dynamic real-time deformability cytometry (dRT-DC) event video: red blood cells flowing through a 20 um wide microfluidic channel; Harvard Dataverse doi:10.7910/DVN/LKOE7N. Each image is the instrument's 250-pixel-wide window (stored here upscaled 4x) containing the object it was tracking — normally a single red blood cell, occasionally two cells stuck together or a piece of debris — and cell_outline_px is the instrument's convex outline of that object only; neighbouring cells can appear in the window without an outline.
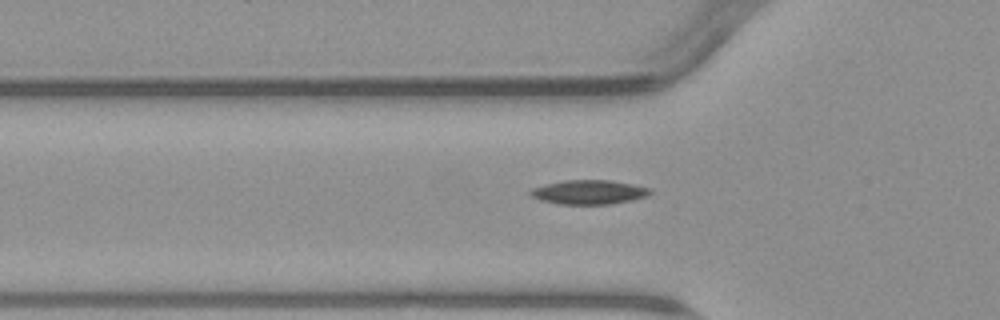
{"species": "common noctule bat (a hibernating species)", "species_latin": "Nyctalus noctula", "temperature_condition": "warm", "stored_images_in_passage": 7, "camera_frame_rate_fps": 3000, "um_per_image_px": 0.085, "animal": {"sex": "male", "body_mass_g": 23.1, "forearm_length_mm": 52.7}, "frame": {"image": 1, "passage_image": 7, "time_ms": 7.333, "image_size_px": [1000, 320], "cell_outline_px": [[652, 192], [648, 196], [632, 200], [612, 204], [560, 204], [540, 200], [532, 196], [528, 192], [532, 188], [544, 184], [564, 180], [608, 180], [632, 184], [652, 188]], "centroid_in_image_um": [50.07, 16.33], "position_along_channel_um": 75.7, "area_um2": 16.99}}